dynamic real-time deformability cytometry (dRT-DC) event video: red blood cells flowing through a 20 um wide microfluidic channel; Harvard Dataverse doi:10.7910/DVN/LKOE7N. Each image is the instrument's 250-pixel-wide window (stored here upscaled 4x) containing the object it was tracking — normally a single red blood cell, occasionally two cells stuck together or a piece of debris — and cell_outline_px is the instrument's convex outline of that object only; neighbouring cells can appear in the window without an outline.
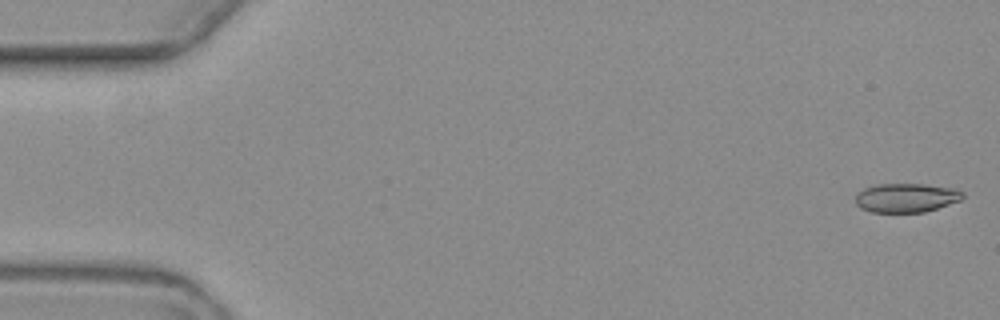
{"species": "common noctule bat (a hibernating species)", "species_latin": "Nyctalus noctula", "temperature_condition": "warm", "stored_images_in_passage": 5, "camera_frame_rate_fps": 3000, "um_per_image_px": 0.085, "animal": {"sex": "female", "body_mass_g": 19.3, "forearm_length_mm": 54.1}, "frame": {"image": 1, "passage_image": 1, "time_ms": 0.0, "image_size_px": [1000, 320], "cell_outline_px": [[964, 196], [960, 200], [924, 212], [872, 212], [860, 208], [856, 204], [856, 192], [864, 188], [876, 184], [924, 184], [956, 188], [964, 192]], "centroid_in_image_um": [77.01, 16.8], "position_along_channel_um": 8.0, "area_um2": 18.21}}